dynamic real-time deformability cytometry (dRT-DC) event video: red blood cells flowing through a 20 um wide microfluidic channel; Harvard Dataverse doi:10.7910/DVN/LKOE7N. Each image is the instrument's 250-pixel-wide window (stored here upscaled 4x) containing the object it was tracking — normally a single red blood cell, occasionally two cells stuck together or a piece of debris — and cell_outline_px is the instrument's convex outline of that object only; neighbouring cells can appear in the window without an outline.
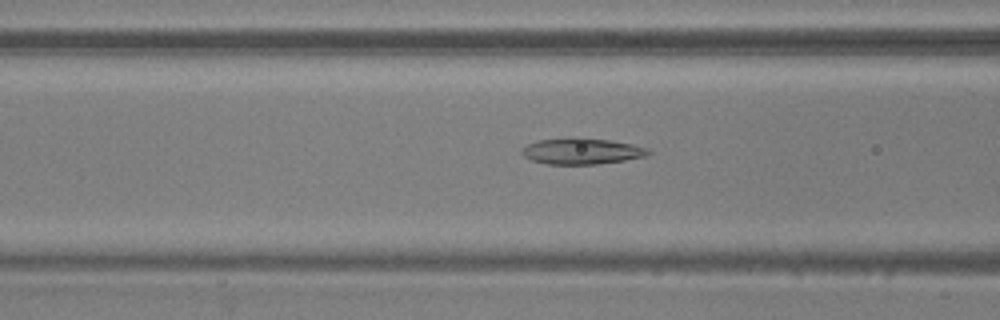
{"species": "common noctule bat (a hibernating species)", "species_latin": "Nyctalus noctula", "temperature_condition": "warm", "stored_images_in_passage": 54, "camera_frame_rate_fps": 3000, "um_per_image_px": 0.085, "animal": {"sex": "male", "body_mass_g": 20.5, "forearm_length_mm": 52.5}, "frame": {"image": 1, "passage_image": 22, "time_ms": 7.0, "image_size_px": [1000, 320], "cell_outline_px": [[652, 152], [648, 156], [624, 160], [596, 164], [548, 164], [532, 160], [524, 156], [520, 152], [520, 148], [528, 144], [540, 140], [576, 136], [580, 136], [608, 140], [632, 144], [648, 148]], "centroid_in_image_um": [49.45, 12.83], "position_along_channel_um": 117.2, "area_um2": 19.48}}
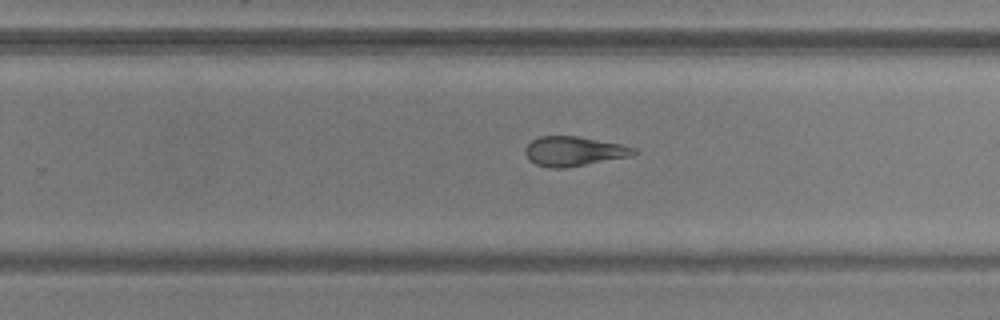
{"frame": {"image": 2, "passage_image": 35, "time_ms": 11.333, "image_size_px": [1000, 320], "cell_outline_px": [[636, 152], [628, 156], [564, 168], [552, 168], [536, 164], [528, 160], [524, 152], [524, 148], [532, 140], [540, 136], [580, 136], [620, 144], [636, 148]], "centroid_in_image_um": [48.71, 12.84], "position_along_channel_um": 281.1, "area_um2": 18.5}}
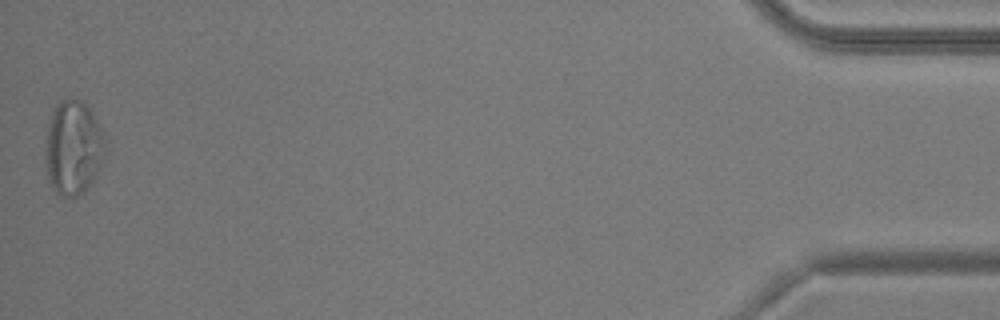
{"frame": {"image": 3, "passage_image": 54, "time_ms": 17.667, "image_size_px": [1000, 320], "cell_outline_px": [[108, 148], [104, 160], [96, 176], [88, 188], [84, 192], [76, 196], [60, 196], [52, 188], [48, 176], [44, 148], [48, 124], [52, 112], [56, 104], [60, 100], [80, 100], [92, 112], [104, 132]], "centroid_in_image_um": [6.26, 12.58], "position_along_channel_um": 428.9, "area_um2": 33.41}, "authors_computed_cell_mechanics": {"area_um2": 22.3686, "velocity_mm_per_s": 3.7764, "shape_relaxation_time_tau1_ms": null, "shape_relaxation_time_tau2_ms": 2.5834, "deformation_change_tau1": null, "deformation_change_tau2": 0.1052}}